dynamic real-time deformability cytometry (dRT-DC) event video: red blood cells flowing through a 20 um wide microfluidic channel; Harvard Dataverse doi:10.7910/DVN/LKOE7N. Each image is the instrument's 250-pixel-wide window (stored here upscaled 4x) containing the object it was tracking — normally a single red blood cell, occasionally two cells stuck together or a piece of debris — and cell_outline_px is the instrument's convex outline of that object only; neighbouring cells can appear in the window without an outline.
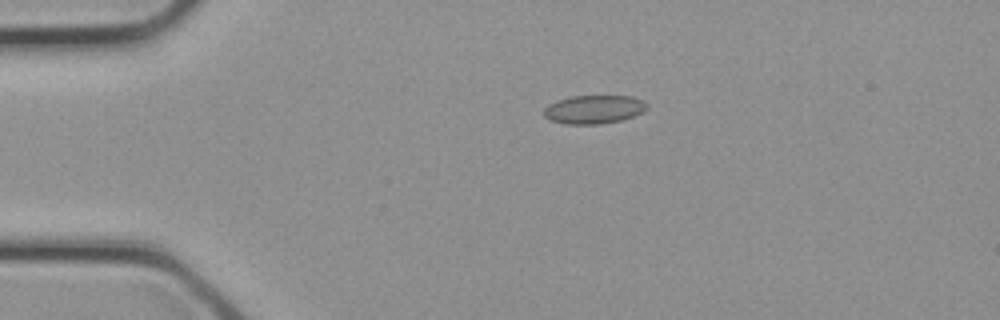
{"species": "common noctule bat (a hibernating species)", "species_latin": "Nyctalus noctula", "temperature_condition": "cold", "stored_images_in_passage": 28, "camera_frame_rate_fps": 3000, "um_per_image_px": 0.085, "animal": {"sex": "female", "body_mass_g": 21.9}, "frame": {"image": 1, "passage_image": 3, "time_ms": 0.667, "image_size_px": [1000, 320], "cell_outline_px": [[648, 108], [632, 116], [620, 120], [600, 124], [564, 124], [552, 120], [544, 116], [544, 108], [548, 104], [556, 100], [572, 96], [632, 96], [648, 104]], "centroid_in_image_um": [50.44, 9.29], "position_along_channel_um": 34.6, "area_um2": 16.99}}
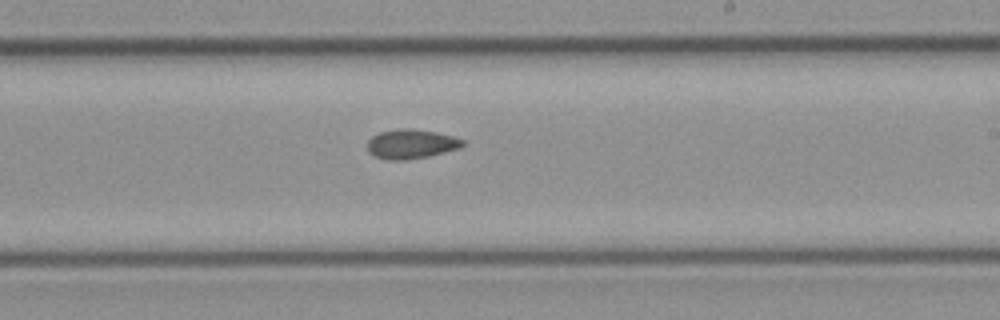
{"frame": {"image": 2, "passage_image": 15, "time_ms": 4.667, "image_size_px": [1000, 320], "cell_outline_px": [[464, 144], [460, 148], [428, 156], [404, 160], [384, 160], [368, 152], [368, 140], [372, 136], [380, 132], [400, 128], [412, 128], [436, 132], [452, 136], [464, 140]], "centroid_in_image_um": [34.93, 12.23], "position_along_channel_um": 254.1, "area_um2": 16.3}}
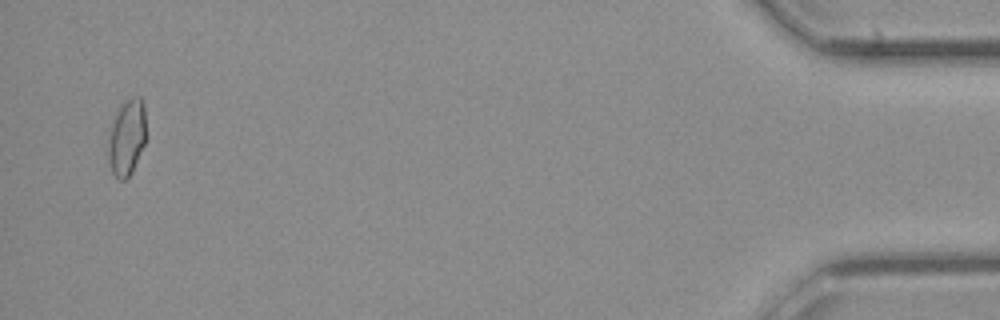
{"frame": {"image": 3, "passage_image": 27, "time_ms": 8.667, "image_size_px": [1000, 320], "cell_outline_px": [[148, 140], [132, 172], [124, 180], [120, 180], [112, 172], [108, 156], [108, 148], [112, 124], [120, 108], [132, 96], [140, 96], [144, 104]], "centroid_in_image_um": [10.86, 11.7], "position_along_channel_um": 424.3, "area_um2": 16.88}}